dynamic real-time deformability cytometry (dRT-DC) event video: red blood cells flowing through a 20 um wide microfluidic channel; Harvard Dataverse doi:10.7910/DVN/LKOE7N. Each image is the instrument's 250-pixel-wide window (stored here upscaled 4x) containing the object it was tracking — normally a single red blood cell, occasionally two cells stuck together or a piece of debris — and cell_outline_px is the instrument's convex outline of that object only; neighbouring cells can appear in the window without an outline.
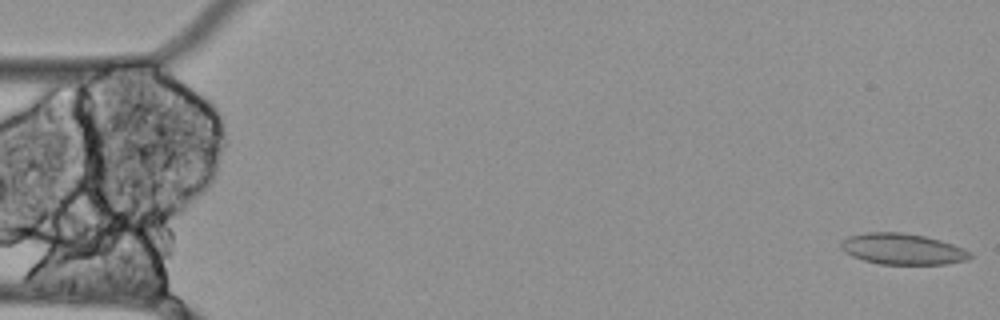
{"species": "Egyptian fruit bat (a non-hibernating species)", "species_latin": "Rousettus aegyptiacus", "temperature_condition": "cold", "stored_images_in_passage": 22, "camera_frame_rate_fps": 3000, "um_per_image_px": 0.085, "animal": {"sex": "female"}, "frame": {"image": 1, "passage_image": 1, "time_ms": 0.0, "image_size_px": [1000, 320], "cell_outline_px": [[972, 256], [968, 260], [944, 264], [880, 264], [864, 260], [852, 256], [844, 252], [840, 248], [840, 244], [848, 236], [868, 232], [900, 232], [924, 236], [940, 240], [964, 248], [972, 252]], "centroid_in_image_um": [76.73, 21.17], "position_along_channel_um": 8.3, "area_um2": 23.35}}
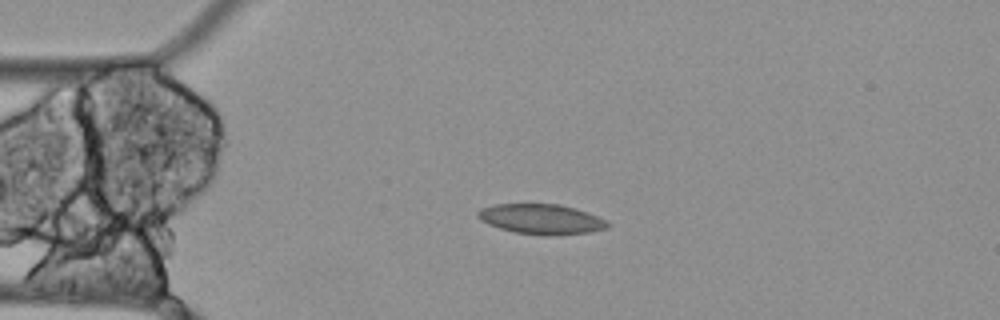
{"frame": {"image": 2, "passage_image": 13, "time_ms": 4.0, "image_size_px": [1000, 320], "cell_outline_px": [[612, 224], [608, 228], [588, 232], [552, 236], [544, 236], [516, 232], [500, 228], [488, 224], [480, 220], [476, 216], [476, 212], [480, 208], [496, 204], [560, 204], [576, 208], [588, 212], [608, 220]], "centroid_in_image_um": [46.04, 18.62], "position_along_channel_um": 39.0, "area_um2": 23.06}}
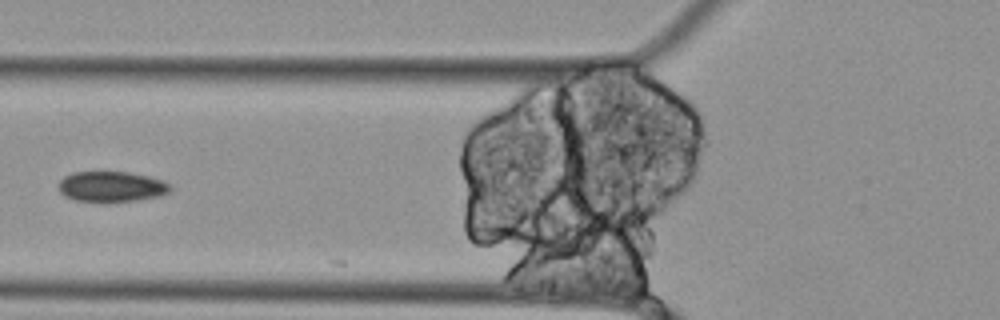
{"frame": {"image": 3, "passage_image": 21, "time_ms": 6.667, "image_size_px": [1000, 320], "cell_outline_px": [[172, 188], [168, 192], [160, 196], [136, 200], [76, 200], [64, 196], [60, 192], [60, 180], [64, 176], [72, 172], [128, 172], [148, 176], [164, 180], [172, 184]], "centroid_in_image_um": [9.52, 15.83], "position_along_channel_um": 116.3, "area_um2": 19.48}}